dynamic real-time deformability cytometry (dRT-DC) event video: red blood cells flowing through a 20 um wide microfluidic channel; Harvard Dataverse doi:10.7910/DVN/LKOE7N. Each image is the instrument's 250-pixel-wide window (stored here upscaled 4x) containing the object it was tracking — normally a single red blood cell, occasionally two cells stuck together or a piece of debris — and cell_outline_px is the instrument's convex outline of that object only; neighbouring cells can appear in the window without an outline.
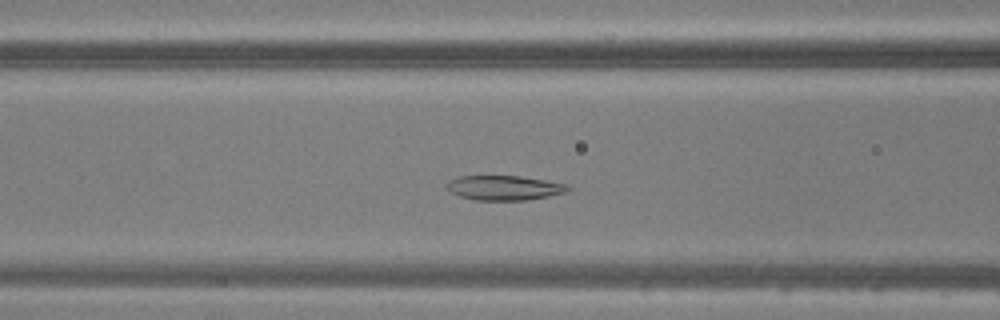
{"species": "common noctule bat (a hibernating species)", "species_latin": "Nyctalus noctula", "temperature_condition": "warm", "stored_images_in_passage": 32, "camera_frame_rate_fps": 3000, "um_per_image_px": 0.085, "animal": {"sex": "male", "body_mass_g": 20.5, "forearm_length_mm": 52.5}, "frame": {"image": 1, "passage_image": 15, "time_ms": 4.667, "image_size_px": [1000, 320], "cell_outline_px": [[572, 188], [564, 192], [548, 196], [528, 200], [476, 200], [460, 196], [448, 192], [444, 188], [444, 184], [448, 180], [456, 176], [520, 176], [568, 184]], "centroid_in_image_um": [42.78, 15.96], "position_along_channel_um": 123.8, "area_um2": 17.63}}
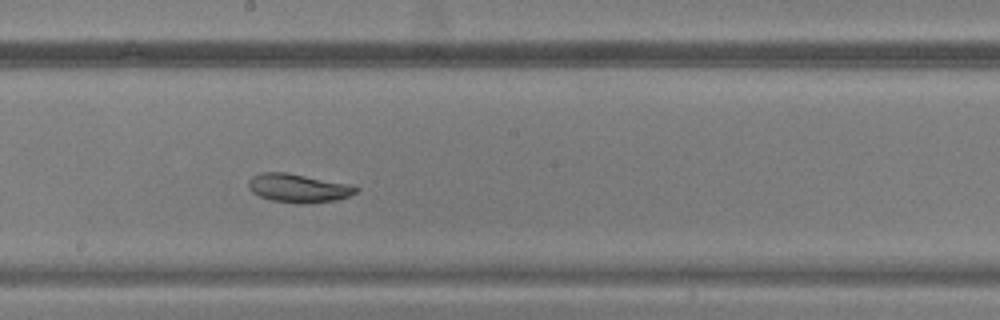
{"frame": {"image": 2, "passage_image": 22, "time_ms": 7.0, "image_size_px": [1000, 320], "cell_outline_px": [[360, 188], [356, 192], [348, 196], [336, 200], [296, 204], [272, 200], [260, 196], [252, 192], [248, 188], [248, 180], [252, 176], [260, 172], [288, 172], [352, 184]], "centroid_in_image_um": [25.35, 15.97], "position_along_channel_um": 222.8, "area_um2": 18.09}}
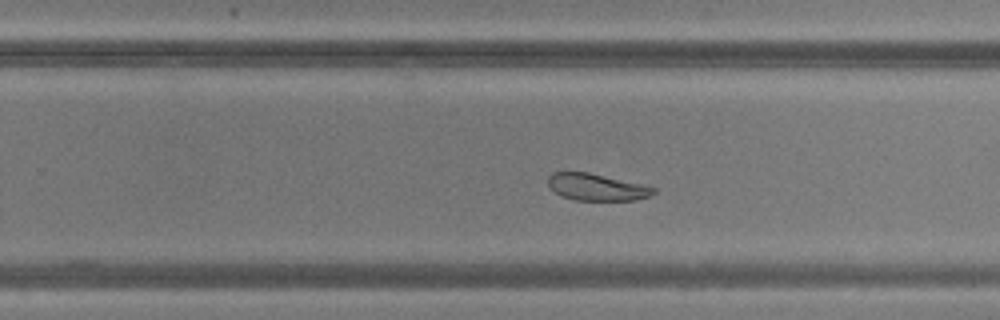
{"frame": {"image": 3, "passage_image": 26, "time_ms": 8.333, "image_size_px": [1000, 320], "cell_outline_px": [[656, 192], [648, 196], [636, 200], [576, 200], [560, 196], [548, 184], [548, 176], [552, 172], [588, 172], [640, 184], [656, 188]], "centroid_in_image_um": [50.69, 15.91], "position_along_channel_um": 279.1, "area_um2": 16.3}}